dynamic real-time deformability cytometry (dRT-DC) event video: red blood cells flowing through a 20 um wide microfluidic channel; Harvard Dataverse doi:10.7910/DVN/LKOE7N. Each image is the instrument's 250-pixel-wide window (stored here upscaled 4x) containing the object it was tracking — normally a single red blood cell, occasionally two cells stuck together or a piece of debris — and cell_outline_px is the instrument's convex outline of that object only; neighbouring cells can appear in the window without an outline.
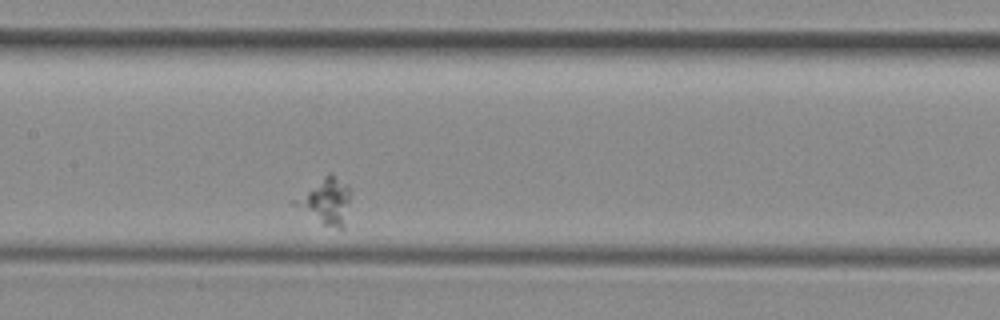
{"species": "common noctule bat (a hibernating species)", "species_latin": "Nyctalus noctula", "temperature_condition": "room temperature", "stored_images_in_passage": 43, "camera_frame_rate_fps": 3000, "um_per_image_px": 0.085, "animal": {"sex": "female", "body_mass_g": 29.2, "forearm_length_mm": 56.3}, "frame": {"image": 1, "passage_image": 13, "time_ms": 4.0, "image_size_px": [1000, 320], "cell_outline_px": [[352, 192], [344, 228], [340, 228], [324, 224], [292, 204], [288, 200], [328, 172], [332, 172], [348, 184]], "centroid_in_image_um": [27.68, 17.02], "position_along_channel_um": 179.7, "area_um2": 15.43}}
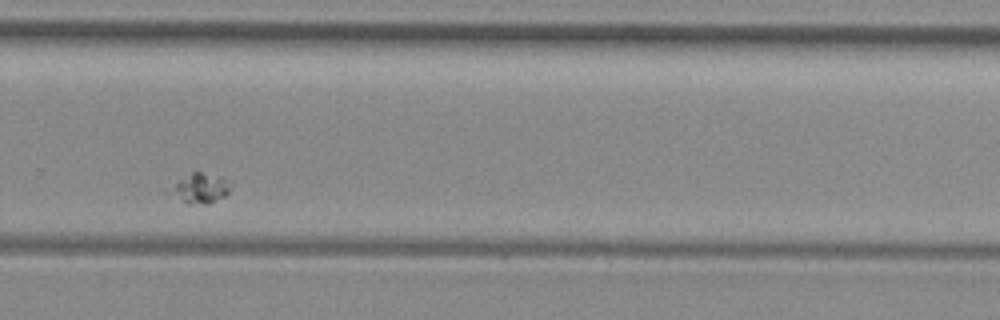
{"frame": {"image": 2, "passage_image": 24, "time_ms": 7.667, "image_size_px": [1000, 320], "cell_outline_px": [[228, 192], [224, 196], [208, 204], [188, 204], [160, 192], [192, 172], [200, 172], [224, 176], [228, 184]], "centroid_in_image_um": [16.87, 16.02], "position_along_channel_um": 312.9, "area_um2": 10.87}}
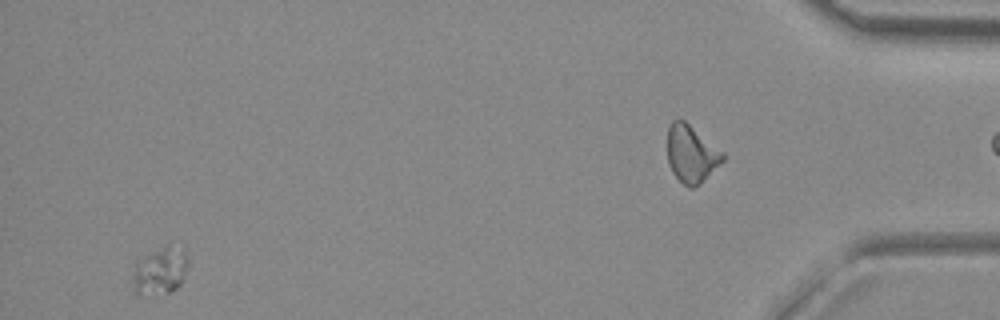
{"frame": {"image": 3, "passage_image": 40, "time_ms": 13.0, "image_size_px": [1000, 320], "cell_outline_px": [[188, 264], [180, 284], [176, 288], [168, 292], [144, 296], [140, 296], [136, 292], [132, 284], [132, 272], [136, 260], [160, 248], [184, 248], [188, 260]], "centroid_in_image_um": [13.56, 23.06], "position_along_channel_um": 421.6, "area_um2": 15.14}}